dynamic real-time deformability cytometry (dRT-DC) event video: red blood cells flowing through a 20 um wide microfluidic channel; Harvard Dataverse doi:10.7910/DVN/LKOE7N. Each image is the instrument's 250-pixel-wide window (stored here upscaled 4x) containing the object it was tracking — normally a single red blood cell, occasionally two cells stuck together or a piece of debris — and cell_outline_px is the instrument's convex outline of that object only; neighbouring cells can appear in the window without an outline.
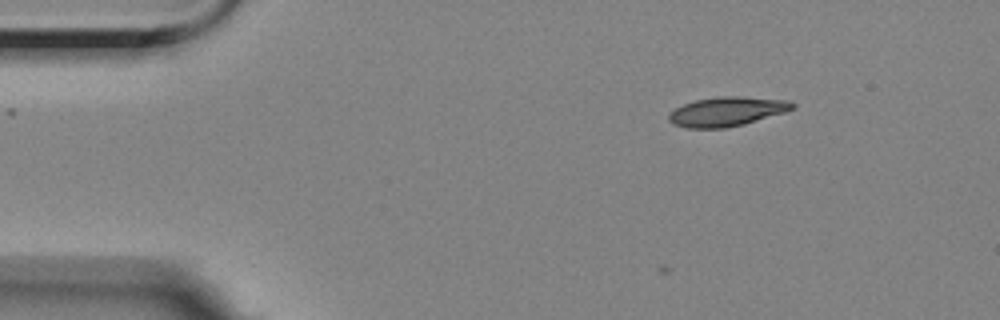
{"species": "Egyptian fruit bat (a non-hibernating species)", "species_latin": "Rousettus aegyptiacus", "temperature_condition": "room temperature", "stored_images_in_passage": 3, "camera_frame_rate_fps": 3000, "um_per_image_px": 0.085, "animal": {"sex": "female"}, "frame": {"image": 1, "passage_image": 3, "time_ms": 0.667, "image_size_px": [1000, 320], "cell_outline_px": [[796, 108], [784, 112], [744, 124], [724, 128], [688, 128], [672, 124], [668, 120], [668, 112], [684, 104], [696, 100], [720, 96], [736, 96], [788, 100], [796, 104]], "centroid_in_image_um": [61.77, 9.48], "position_along_channel_um": 23.2, "area_um2": 21.1}}